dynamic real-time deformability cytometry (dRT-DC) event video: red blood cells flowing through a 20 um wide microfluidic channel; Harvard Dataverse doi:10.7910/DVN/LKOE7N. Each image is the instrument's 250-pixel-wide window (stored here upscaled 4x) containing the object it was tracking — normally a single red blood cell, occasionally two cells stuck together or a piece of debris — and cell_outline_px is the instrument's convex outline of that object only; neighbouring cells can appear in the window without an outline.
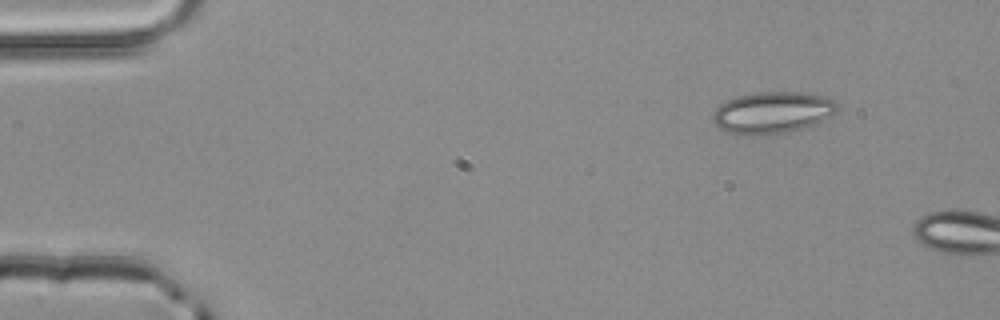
{"species": "common noctule bat (a hibernating species)", "species_latin": "Nyctalus noctula", "temperature_condition": "room temperature", "stored_images_in_passage": 2, "camera_frame_rate_fps": 3000, "um_per_image_px": 0.085, "animal": {"sex": "male", "body_mass_g": 20.4}, "frame": {"image": 1, "passage_image": 1, "time_ms": 0.0, "image_size_px": [1000, 320], "cell_outline_px": [[840, 104], [836, 112], [820, 124], [788, 132], [728, 132], [720, 128], [712, 120], [712, 112], [720, 104], [728, 100], [740, 96], [756, 92], [796, 92], [820, 96], [832, 100]], "centroid_in_image_um": [65.72, 9.54], "position_along_channel_um": 19.3, "area_um2": 29.48}}